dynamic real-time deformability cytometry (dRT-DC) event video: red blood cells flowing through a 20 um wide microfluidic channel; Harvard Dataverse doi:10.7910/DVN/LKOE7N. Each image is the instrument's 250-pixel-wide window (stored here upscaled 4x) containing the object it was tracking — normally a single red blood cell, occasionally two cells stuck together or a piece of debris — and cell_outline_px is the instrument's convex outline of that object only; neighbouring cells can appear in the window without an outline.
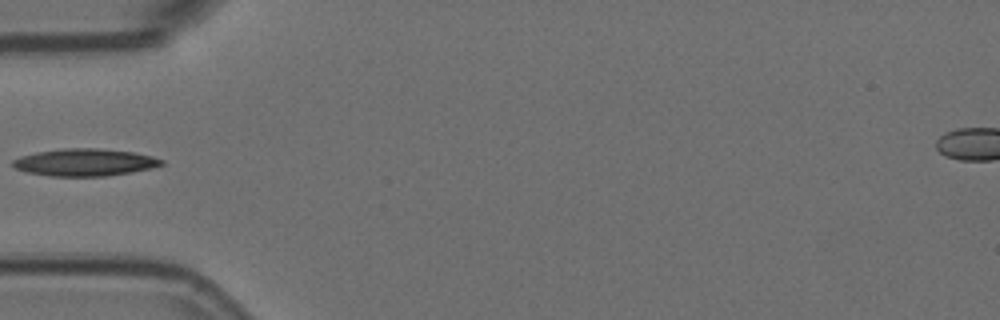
{"species": "Egyptian fruit bat (a non-hibernating species)", "species_latin": "Rousettus aegyptiacus", "temperature_condition": "room temperature", "stored_images_in_passage": 6, "camera_frame_rate_fps": 3000, "um_per_image_px": 0.085, "animal": {"sex": "female"}, "frame": {"image": 1, "passage_image": 1, "time_ms": 0.0, "image_size_px": [1000, 320], "cell_outline_px": [[164, 164], [132, 172], [108, 176], [52, 176], [28, 172], [12, 168], [12, 160], [20, 156], [36, 152], [64, 148], [96, 148], [132, 152], [152, 156], [164, 160]], "centroid_in_image_um": [7.17, 13.8], "position_along_channel_um": 77.8, "area_um2": 23.58}}